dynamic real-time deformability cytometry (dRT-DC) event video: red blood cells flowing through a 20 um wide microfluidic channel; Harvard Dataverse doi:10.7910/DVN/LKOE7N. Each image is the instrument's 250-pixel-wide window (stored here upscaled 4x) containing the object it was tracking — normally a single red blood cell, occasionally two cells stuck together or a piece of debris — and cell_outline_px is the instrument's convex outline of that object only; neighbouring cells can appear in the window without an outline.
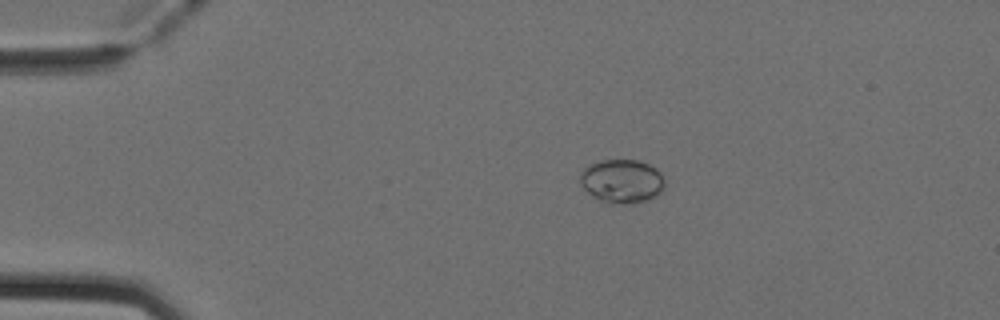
{"species": "Egyptian fruit bat (a non-hibernating species)", "species_latin": "Rousettus aegyptiacus", "temperature_condition": "cold", "stored_images_in_passage": 42, "camera_frame_rate_fps": 3000, "um_per_image_px": 0.085, "animal": {"sex": "female"}, "frame": {"image": 1, "passage_image": 1, "time_ms": 0.0, "image_size_px": [1000, 320], "cell_outline_px": [[664, 188], [656, 196], [644, 200], [624, 204], [608, 204], [592, 196], [580, 184], [580, 172], [584, 168], [600, 160], [640, 160], [656, 168], [660, 172], [664, 180]], "centroid_in_image_um": [52.85, 15.39], "position_along_channel_um": 32.2, "area_um2": 21.56}}
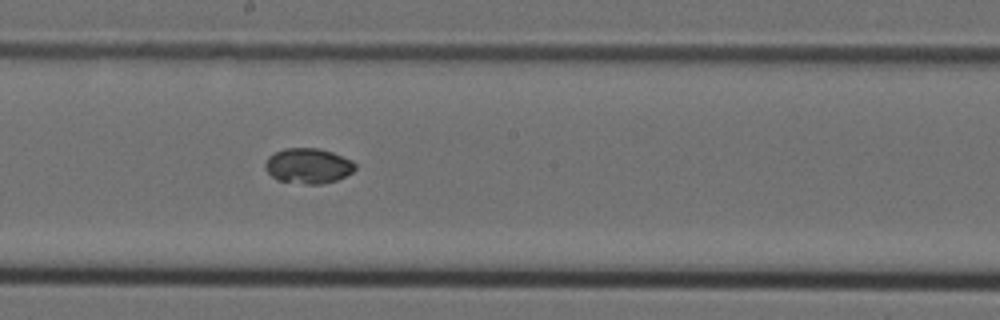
{"frame": {"image": 2, "passage_image": 19, "time_ms": 6.0, "image_size_px": [1000, 320], "cell_outline_px": [[356, 168], [352, 172], [336, 180], [320, 184], [304, 184], [276, 180], [264, 168], [264, 164], [268, 156], [284, 148], [320, 148], [332, 152], [352, 160], [356, 164]], "centroid_in_image_um": [26.18, 14.09], "position_along_channel_um": 222.0, "area_um2": 18.55}}
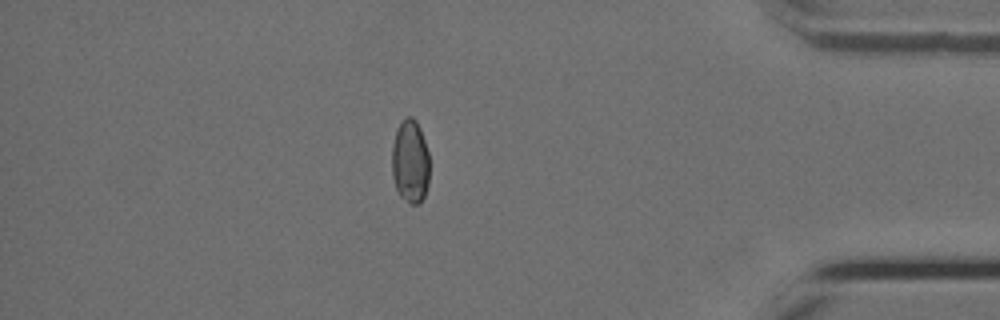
{"frame": {"image": 3, "passage_image": 35, "time_ms": 11.333, "image_size_px": [1000, 320], "cell_outline_px": [[428, 184], [424, 196], [420, 204], [408, 204], [400, 196], [396, 188], [392, 176], [392, 144], [396, 132], [404, 116], [412, 116], [416, 120], [420, 128], [428, 152]], "centroid_in_image_um": [34.86, 13.74], "position_along_channel_um": 400.3, "area_um2": 18.38}, "authors_computed_cell_mechanics": {"area_um2": 18.496, "velocity_mm_per_s": 3.995, "shape_relaxation_time_tau1_ms": null, "shape_relaxation_time_tau2_ms": 3.0307, "deformation_change_tau1": null, "deformation_change_tau2": 0.0262}}